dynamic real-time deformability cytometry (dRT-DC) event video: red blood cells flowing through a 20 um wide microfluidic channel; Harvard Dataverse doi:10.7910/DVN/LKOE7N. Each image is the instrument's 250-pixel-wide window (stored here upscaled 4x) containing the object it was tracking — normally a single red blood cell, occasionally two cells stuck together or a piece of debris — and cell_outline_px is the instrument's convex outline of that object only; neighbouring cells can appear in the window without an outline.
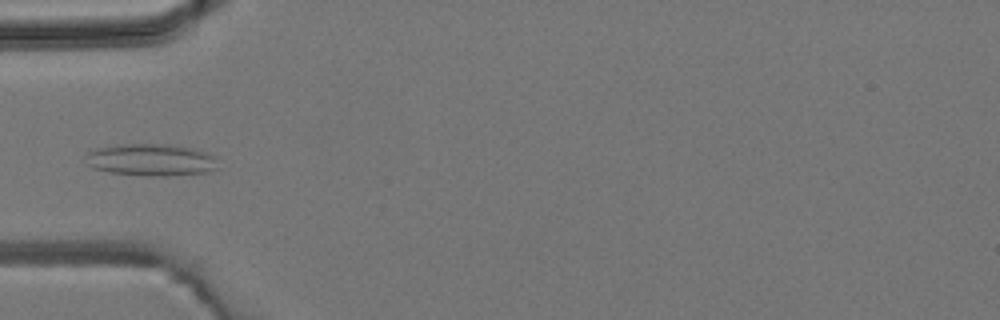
{"species": "common noctule bat (a hibernating species)", "species_latin": "Nyctalus noctula", "temperature_condition": "room temperature", "stored_images_in_passage": 4, "camera_frame_rate_fps": 3000, "um_per_image_px": 0.085, "animal": {"sex": "male", "body_mass_g": 19.2, "forearm_length_mm": 51.8}, "frame": {"image": 1, "passage_image": 4, "time_ms": 3.667, "image_size_px": [1000, 320], "cell_outline_px": [[216, 168], [208, 172], [164, 176], [152, 176], [112, 172], [92, 168], [88, 164], [88, 152], [96, 148], [116, 144], [164, 144], [192, 148], [216, 156]], "centroid_in_image_um": [12.84, 13.58], "position_along_channel_um": 72.2, "area_um2": 24.45}}